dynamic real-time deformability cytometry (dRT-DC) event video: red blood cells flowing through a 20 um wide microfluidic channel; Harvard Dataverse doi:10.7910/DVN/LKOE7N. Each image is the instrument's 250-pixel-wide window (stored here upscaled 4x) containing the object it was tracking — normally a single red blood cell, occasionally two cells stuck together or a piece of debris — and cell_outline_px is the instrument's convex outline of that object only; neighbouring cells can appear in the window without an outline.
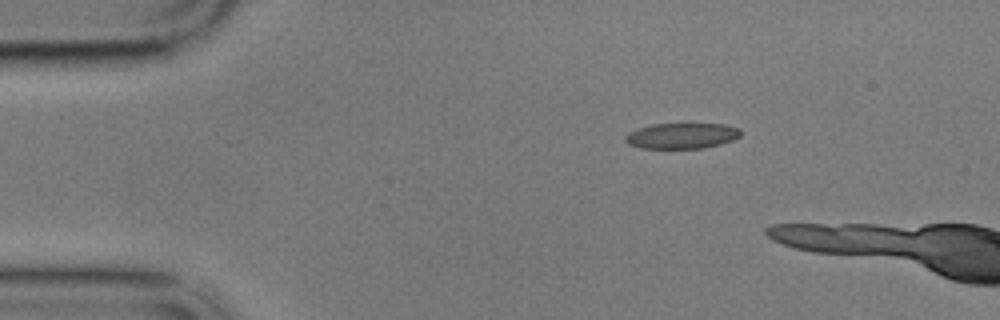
{"species": "common noctule bat (a hibernating species)", "species_latin": "Nyctalus noctula", "temperature_condition": "cold", "stored_images_in_passage": 3, "camera_frame_rate_fps": 3000, "um_per_image_px": 0.085, "animal": {"sex": "male", "body_mass_g": 17.9}, "frame": {"image": 1, "passage_image": 1, "time_ms": 0.0, "image_size_px": [1000, 320], "cell_outline_px": [[740, 136], [732, 140], [720, 144], [704, 148], [640, 148], [628, 144], [624, 140], [624, 136], [628, 132], [636, 128], [652, 124], [724, 124], [740, 128]], "centroid_in_image_um": [57.91, 11.54], "position_along_channel_um": 27.1, "area_um2": 17.34}}